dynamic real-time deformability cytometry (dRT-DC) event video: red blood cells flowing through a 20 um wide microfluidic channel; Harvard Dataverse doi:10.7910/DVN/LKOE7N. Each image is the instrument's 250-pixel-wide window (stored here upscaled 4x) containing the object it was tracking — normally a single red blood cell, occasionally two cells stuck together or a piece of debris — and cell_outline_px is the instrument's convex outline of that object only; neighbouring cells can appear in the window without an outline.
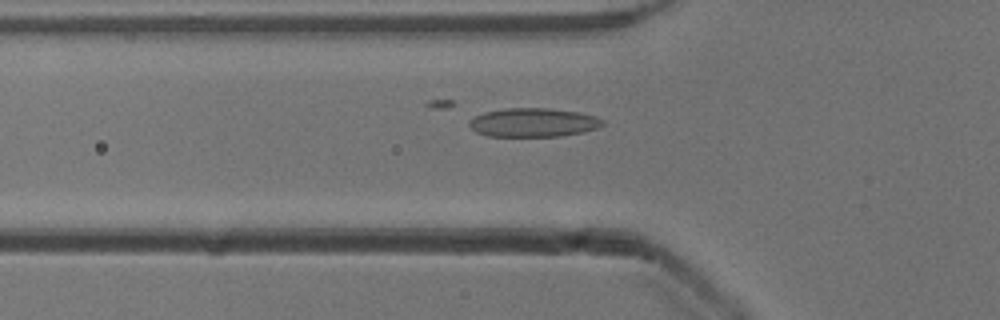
{"species": "common noctule bat (a hibernating species)", "species_latin": "Nyctalus noctula", "temperature_condition": "cold", "stored_images_in_passage": 32, "camera_frame_rate_fps": 3000, "um_per_image_px": 0.085, "animal": {"sex": "male", "body_mass_g": 13.3}, "frame": {"image": 1, "passage_image": 9, "time_ms": 2.667, "image_size_px": [1000, 320], "cell_outline_px": [[604, 124], [596, 128], [584, 132], [560, 136], [488, 136], [476, 132], [468, 124], [468, 120], [484, 112], [504, 108], [548, 108], [580, 112], [596, 116], [604, 120]], "centroid_in_image_um": [45.34, 10.41], "position_along_channel_um": 80.5, "area_um2": 22.48}}
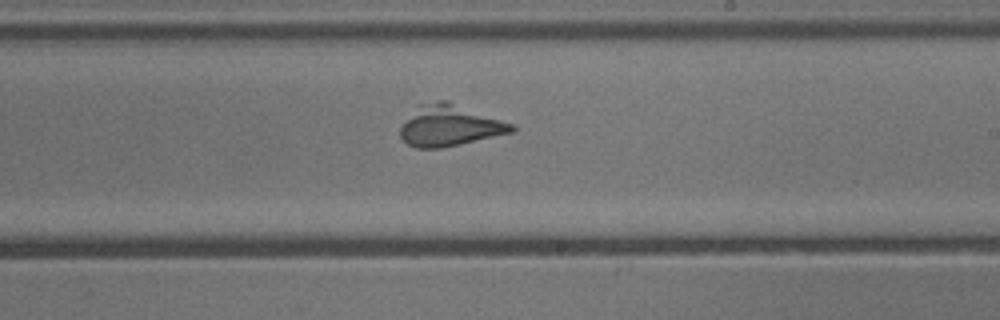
{"frame": {"image": 2, "passage_image": 22, "time_ms": 7.0, "image_size_px": [1000, 320], "cell_outline_px": [[516, 128], [512, 132], [460, 144], [440, 148], [416, 148], [408, 144], [400, 136], [400, 128], [420, 104], [440, 100], [448, 100], [512, 124]], "centroid_in_image_um": [38.22, 10.68], "position_along_channel_um": 250.8, "area_um2": 26.18}}
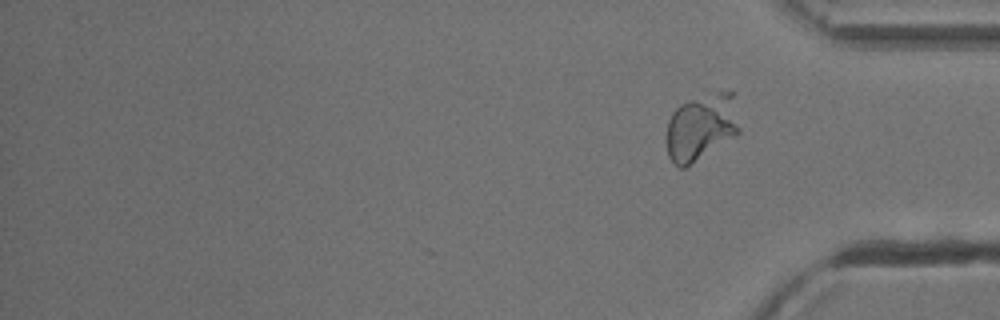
{"frame": {"image": 3, "passage_image": 32, "time_ms": 10.333, "image_size_px": [1000, 320], "cell_outline_px": [[740, 132], [736, 136], [684, 168], [680, 168], [668, 156], [664, 140], [664, 136], [668, 120], [672, 112], [680, 104], [692, 100], [720, 92], [732, 92], [740, 128]], "centroid_in_image_um": [59.56, 10.84], "position_along_channel_um": 375.6, "area_um2": 28.26}}